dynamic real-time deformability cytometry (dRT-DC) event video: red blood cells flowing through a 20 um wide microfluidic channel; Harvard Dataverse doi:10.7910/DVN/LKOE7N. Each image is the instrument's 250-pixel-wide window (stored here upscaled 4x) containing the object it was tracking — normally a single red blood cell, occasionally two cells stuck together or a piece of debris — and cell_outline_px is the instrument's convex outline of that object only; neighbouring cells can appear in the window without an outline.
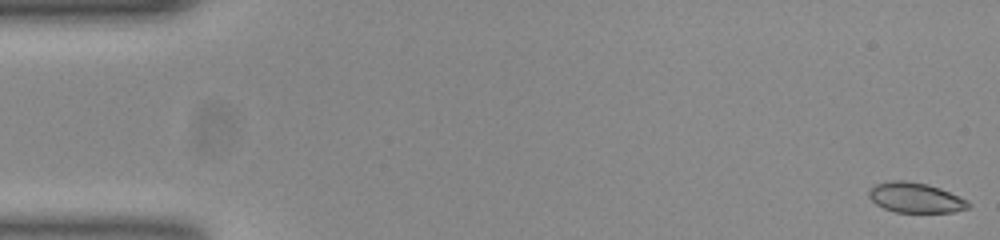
{"species": "common noctule bat (a hibernating species)", "species_latin": "Nyctalus noctula", "temperature_condition": "room temperature", "stored_images_in_passage": 54, "segment_of_instrument_passage": [1, 2], "camera_frame_rate_fps": 3000, "um_per_image_px": 0.085, "animal": {"sex": "female", "body_mass_g": 23.0, "forearm_length_mm": 53.4}, "frame": {"image": 1, "passage_image": 1, "time_ms": 0.0, "image_size_px": [1000, 240], "cell_outline_px": [[972, 204], [968, 208], [952, 212], [896, 212], [884, 208], [876, 204], [868, 196], [868, 188], [872, 184], [888, 180], [904, 180], [928, 184], [940, 188], [968, 200]], "centroid_in_image_um": [77.78, 16.78], "position_along_channel_um": 7.2, "area_um2": 17.69}}
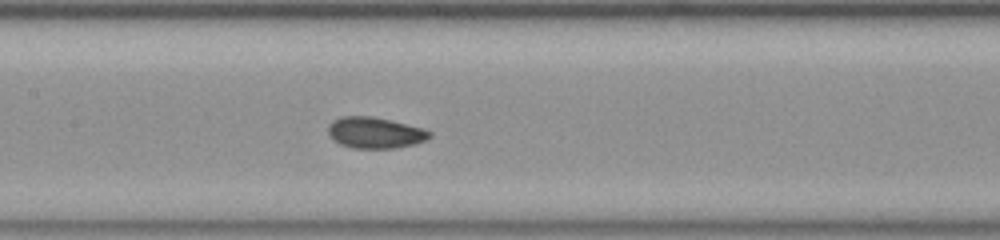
{"frame": {"image": 2, "passage_image": 25, "time_ms": 8.0, "image_size_px": [1000, 240], "cell_outline_px": [[432, 136], [424, 140], [412, 144], [396, 148], [352, 148], [340, 144], [328, 132], [328, 124], [332, 120], [340, 116], [372, 116], [424, 128], [432, 132]], "centroid_in_image_um": [31.87, 11.27], "position_along_channel_um": 175.5, "area_um2": 18.32}}
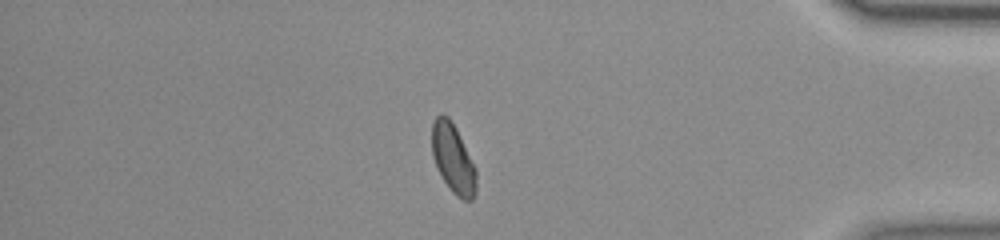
{"frame": {"image": 3, "passage_image": 45, "time_ms": 14.667, "image_size_px": [1000, 240], "cell_outline_px": [[476, 192], [472, 200], [464, 200], [456, 196], [452, 192], [436, 168], [432, 156], [432, 124], [436, 116], [440, 112], [448, 116], [456, 128], [476, 168]], "centroid_in_image_um": [38.5, 13.47], "position_along_channel_um": 396.7, "area_um2": 17.98}}